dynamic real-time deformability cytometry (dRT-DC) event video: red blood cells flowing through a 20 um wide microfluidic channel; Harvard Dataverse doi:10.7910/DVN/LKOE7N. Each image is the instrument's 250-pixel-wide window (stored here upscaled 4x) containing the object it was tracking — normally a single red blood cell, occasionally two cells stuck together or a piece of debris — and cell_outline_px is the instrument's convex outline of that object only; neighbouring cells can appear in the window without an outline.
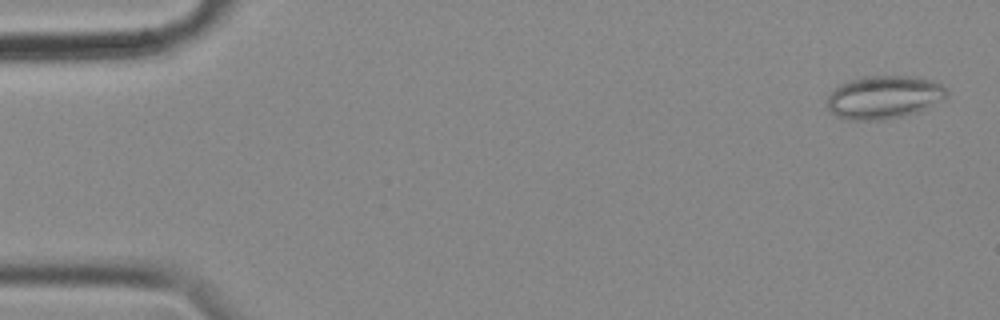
{"species": "common noctule bat (a hibernating species)", "species_latin": "Nyctalus noctula", "temperature_condition": "cold", "stored_images_in_passage": 9, "camera_frame_rate_fps": 3000, "um_per_image_px": 0.085, "animal": {"sex": "female", "body_mass_g": 18.4}, "frame": {"image": 1, "passage_image": 2, "time_ms": 0.333, "image_size_px": [1000, 320], "cell_outline_px": [[948, 92], [944, 96], [924, 108], [916, 112], [884, 120], [852, 120], [836, 116], [828, 108], [828, 96], [840, 84], [848, 80], [864, 76], [908, 76], [932, 80], [940, 84]], "centroid_in_image_um": [75.07, 8.25], "position_along_channel_um": 9.9, "area_um2": 29.42}}